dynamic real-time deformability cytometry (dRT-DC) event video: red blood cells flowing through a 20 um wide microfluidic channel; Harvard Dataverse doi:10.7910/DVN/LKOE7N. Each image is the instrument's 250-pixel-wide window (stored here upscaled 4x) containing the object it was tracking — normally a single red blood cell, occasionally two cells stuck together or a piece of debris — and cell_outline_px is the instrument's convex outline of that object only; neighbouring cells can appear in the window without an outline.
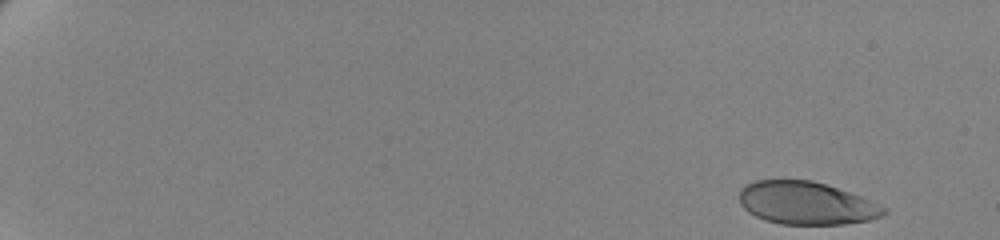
{"species": "human", "species_latin": "Homo sapiens", "temperature_condition": "cold", "stored_images_in_passage": 58, "camera_frame_rate_fps": 3000, "um_per_image_px": 0.085, "donor": {"sex": "female"}, "frame": {"image": 1, "passage_image": 1, "time_ms": 0.0, "image_size_px": [1000, 240], "cell_outline_px": [[888, 212], [880, 216], [868, 220], [844, 224], [780, 224], [764, 220], [748, 212], [740, 204], [740, 188], [744, 184], [756, 180], [812, 180], [860, 196], [888, 208]], "centroid_in_image_um": [68.5, 17.26], "position_along_channel_um": 16.5, "area_um2": 35.95}}
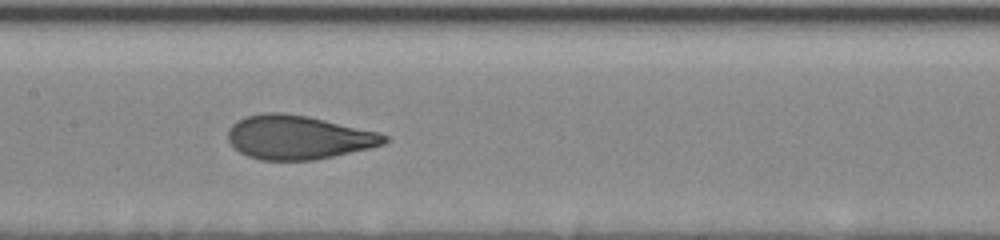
{"frame": {"image": 2, "passage_image": 31, "time_ms": 10.0, "image_size_px": [1000, 240], "cell_outline_px": [[388, 140], [384, 144], [368, 148], [316, 160], [260, 160], [248, 156], [240, 152], [228, 140], [228, 128], [236, 120], [244, 116], [264, 112], [284, 112], [308, 116], [380, 132], [388, 136]], "centroid_in_image_um": [25.33, 11.66], "position_along_channel_um": 182.1, "area_um2": 40.17}}
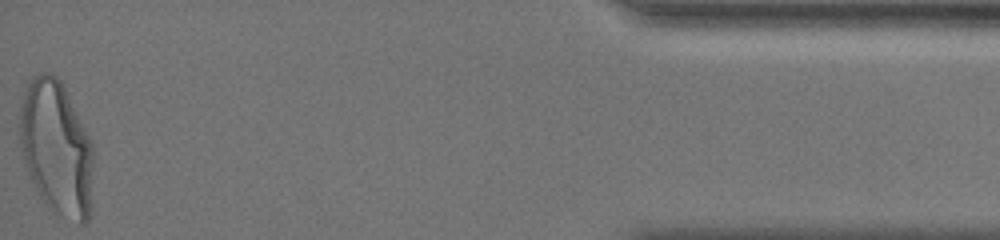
{"frame": {"image": 3, "passage_image": 58, "time_ms": 19.0, "image_size_px": [1000, 240], "cell_outline_px": [[92, 164], [88, 220], [84, 224], [80, 224], [44, 204], [28, 176], [20, 148], [20, 108], [24, 92], [32, 76], [40, 72], [52, 72], [60, 80], [92, 144]], "centroid_in_image_um": [4.75, 12.55], "position_along_channel_um": 430.5, "area_um2": 56.88}, "authors_computed_cell_mechanics": {"area_um2": 39.882, "velocity_mm_per_s": 3.4489, "shape_relaxation_time_tau1_ms": 4.8789, "shape_relaxation_time_tau2_ms": null, "deformation_change_tau1": 0.185, "deformation_change_tau2": null}}